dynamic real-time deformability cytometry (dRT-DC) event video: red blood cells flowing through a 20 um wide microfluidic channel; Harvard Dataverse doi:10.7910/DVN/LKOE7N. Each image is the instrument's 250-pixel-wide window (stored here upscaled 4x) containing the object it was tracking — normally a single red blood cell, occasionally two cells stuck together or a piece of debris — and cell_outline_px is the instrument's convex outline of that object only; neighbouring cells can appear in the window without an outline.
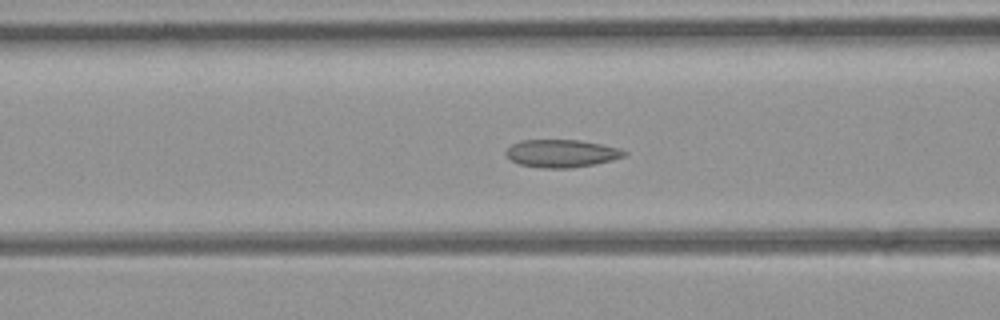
{"species": "common noctule bat (a hibernating species)", "species_latin": "Nyctalus noctula", "temperature_condition": "room temperature", "stored_images_in_passage": 43, "camera_frame_rate_fps": 3000, "um_per_image_px": 0.085, "animal": {"sex": "female", "body_mass_g": 21.9}, "frame": {"image": 1, "passage_image": 11, "time_ms": 3.333, "image_size_px": [1000, 320], "cell_outline_px": [[628, 152], [624, 156], [612, 160], [596, 164], [572, 168], [544, 168], [520, 164], [512, 160], [504, 152], [512, 144], [520, 140], [580, 140], [620, 148]], "centroid_in_image_um": [47.75, 13.04], "position_along_channel_um": 118.8, "area_um2": 19.07}}
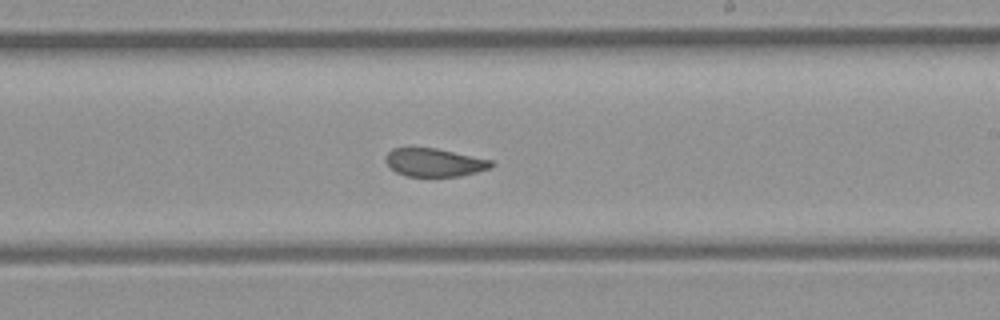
{"frame": {"image": 2, "passage_image": 21, "time_ms": 6.667, "image_size_px": [1000, 320], "cell_outline_px": [[496, 164], [492, 168], [460, 176], [404, 176], [396, 172], [384, 160], [384, 156], [392, 148], [436, 148], [492, 160]], "centroid_in_image_um": [36.93, 13.81], "position_along_channel_um": 252.1, "area_um2": 17.4}}
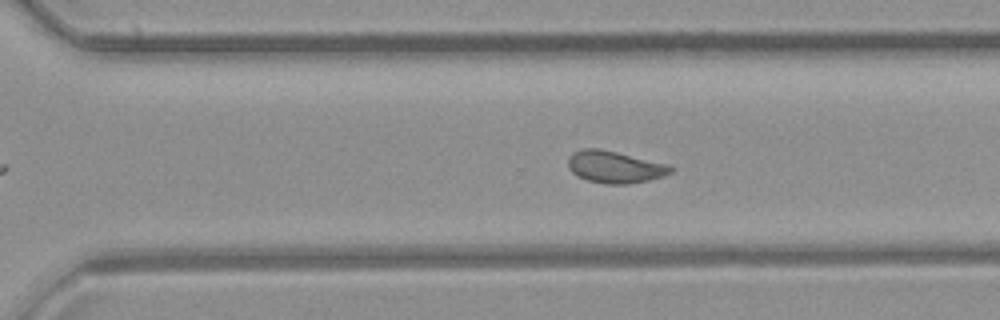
{"frame": {"image": 3, "passage_image": 26, "time_ms": 8.333, "image_size_px": [1000, 320], "cell_outline_px": [[672, 172], [664, 176], [648, 180], [628, 184], [608, 184], [588, 180], [576, 176], [568, 168], [568, 156], [572, 152], [580, 148], [600, 148], [668, 164], [672, 168]], "centroid_in_image_um": [52.21, 14.18], "position_along_channel_um": 318.4, "area_um2": 19.25}, "authors_computed_cell_mechanics": {"area_um2": 19.2474, "velocity_mm_per_s": 3.9941, "shape_relaxation_time_tau1_ms": null, "shape_relaxation_time_tau2_ms": 1.3562, "deformation_change_tau1": null, "deformation_change_tau2": 0.0644}}